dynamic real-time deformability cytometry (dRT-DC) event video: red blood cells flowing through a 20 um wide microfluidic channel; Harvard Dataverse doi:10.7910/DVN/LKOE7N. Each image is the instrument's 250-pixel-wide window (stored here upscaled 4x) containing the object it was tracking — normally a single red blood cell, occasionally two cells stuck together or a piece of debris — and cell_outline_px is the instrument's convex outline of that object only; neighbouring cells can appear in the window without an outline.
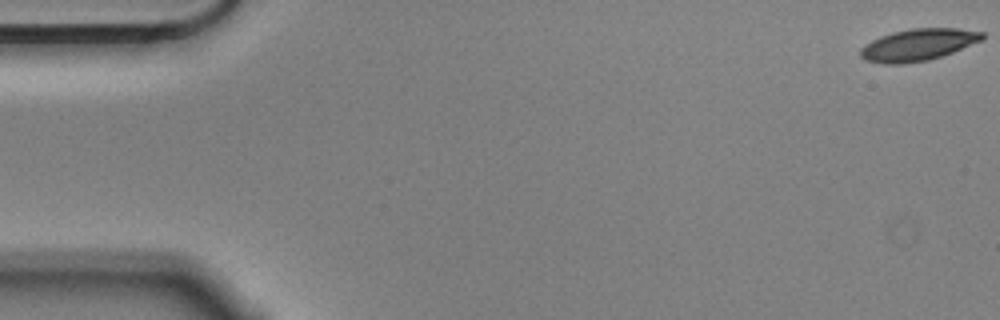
{"species": "Egyptian fruit bat (a non-hibernating species)", "species_latin": "Rousettus aegyptiacus", "temperature_condition": "cold", "stored_images_in_passage": 57, "camera_frame_rate_fps": 3000, "um_per_image_px": 0.085, "animal": {"sex": "male"}, "frame": {"image": 1, "passage_image": 1, "time_ms": 0.0, "image_size_px": [1000, 320], "cell_outline_px": [[984, 36], [980, 40], [952, 52], [928, 60], [904, 64], [884, 64], [864, 60], [860, 56], [860, 48], [864, 44], [880, 36], [892, 32], [912, 28], [956, 28], [984, 32]], "centroid_in_image_um": [77.97, 3.81], "position_along_channel_um": 7.0, "area_um2": 22.54}}
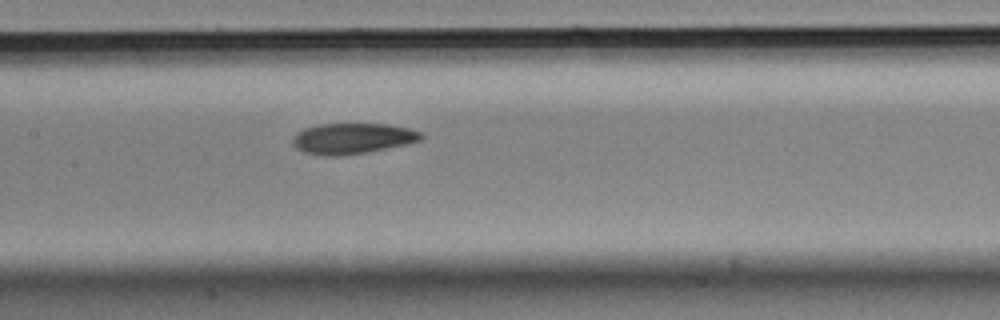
{"frame": {"image": 2, "passage_image": 27, "time_ms": 8.667, "image_size_px": [1000, 320], "cell_outline_px": [[424, 136], [420, 140], [404, 144], [368, 152], [340, 156], [320, 156], [304, 152], [296, 148], [292, 144], [292, 136], [296, 132], [304, 128], [320, 124], [388, 124], [408, 128], [420, 132]], "centroid_in_image_um": [29.89, 11.77], "position_along_channel_um": 177.5, "area_um2": 23.06}}
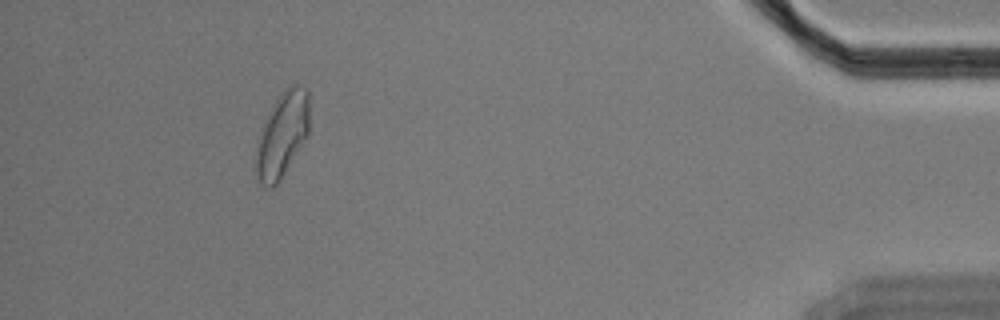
{"frame": {"image": 3, "passage_image": 52, "time_ms": 17.0, "image_size_px": [1000, 320], "cell_outline_px": [[308, 136], [280, 180], [272, 188], [264, 188], [260, 184], [256, 176], [256, 144], [264, 120], [280, 92], [284, 88], [292, 84], [300, 84], [308, 88]], "centroid_in_image_um": [23.98, 11.44], "position_along_channel_um": 411.2, "area_um2": 26.76}, "authors_computed_cell_mechanics": {"area_um2": 23.2356, "velocity_mm_per_s": 3.5487, "shape_relaxation_time_tau1_ms": 4.7717, "shape_relaxation_time_tau2_ms": 4.2632, "deformation_change_tau1": 0.1305, "deformation_change_tau2": 0.1068}}